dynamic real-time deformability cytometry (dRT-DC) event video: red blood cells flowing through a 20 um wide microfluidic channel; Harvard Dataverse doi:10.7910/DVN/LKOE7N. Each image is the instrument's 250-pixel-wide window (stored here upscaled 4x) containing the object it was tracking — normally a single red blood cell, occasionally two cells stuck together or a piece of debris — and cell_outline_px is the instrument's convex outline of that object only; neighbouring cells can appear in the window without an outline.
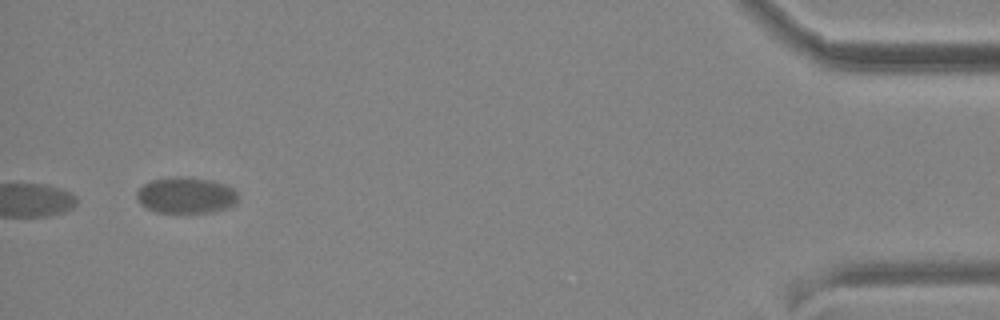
{"species": "common noctule bat (a hibernating species)", "species_latin": "Nyctalus noctula", "temperature_condition": "cold", "stored_images_in_passage": 25, "camera_frame_rate_fps": 3000, "um_per_image_px": 0.085, "animal": {"sex": "male", "body_mass_g": 19.2, "forearm_length_mm": 51.8}, "frame": {"image": 1, "passage_image": 25, "time_ms": 30.667, "image_size_px": [1000, 320], "cell_outline_px": [[236, 204], [228, 208], [212, 212], [156, 212], [144, 208], [136, 200], [136, 192], [148, 180], [172, 176], [188, 176], [212, 180], [224, 184], [232, 188], [236, 192]], "centroid_in_image_um": [15.76, 16.58], "position_along_channel_um": 419.4, "area_um2": 21.73}}